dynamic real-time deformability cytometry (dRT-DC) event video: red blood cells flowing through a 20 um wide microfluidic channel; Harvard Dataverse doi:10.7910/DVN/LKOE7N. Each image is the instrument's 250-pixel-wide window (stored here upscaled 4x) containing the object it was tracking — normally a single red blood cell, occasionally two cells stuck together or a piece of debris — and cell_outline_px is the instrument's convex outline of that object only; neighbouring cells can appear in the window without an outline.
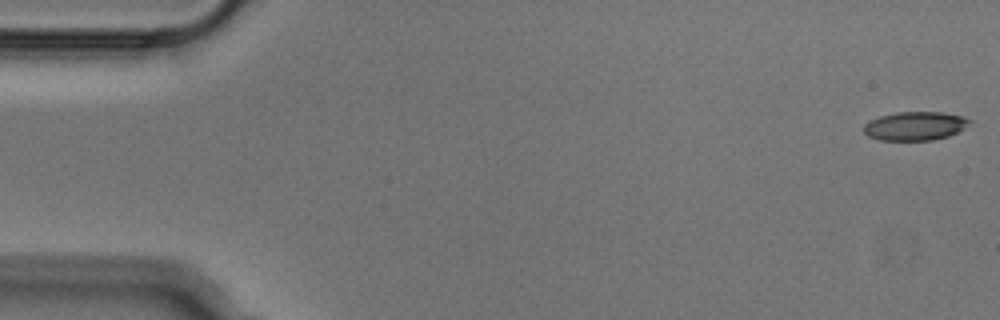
{"species": "Egyptian fruit bat (a non-hibernating species)", "species_latin": "Rousettus aegyptiacus", "temperature_condition": "cold", "stored_images_in_passage": 52, "camera_frame_rate_fps": 3000, "um_per_image_px": 0.085, "animal": {"sex": "male"}, "frame": {"image": 1, "passage_image": 1, "time_ms": 0.0, "image_size_px": [1000, 320], "cell_outline_px": [[972, 120], [964, 128], [948, 136], [932, 140], [880, 140], [868, 136], [864, 132], [864, 124], [880, 116], [896, 112], [944, 112], [964, 116]], "centroid_in_image_um": [77.79, 10.7], "position_along_channel_um": 7.2, "area_um2": 17.63}}
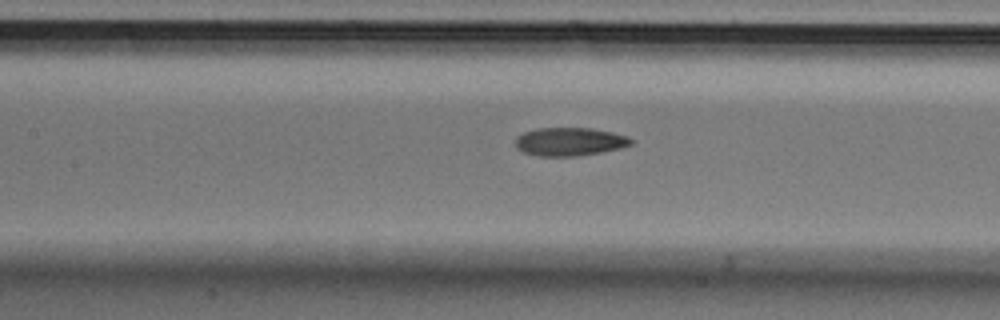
{"frame": {"image": 2, "passage_image": 23, "time_ms": 7.333, "image_size_px": [1000, 320], "cell_outline_px": [[632, 144], [620, 148], [600, 152], [576, 156], [540, 156], [524, 152], [516, 148], [516, 136], [524, 132], [536, 128], [592, 128], [612, 132], [628, 136], [632, 140]], "centroid_in_image_um": [48.41, 12.03], "position_along_channel_um": 159.0, "area_um2": 19.02}}
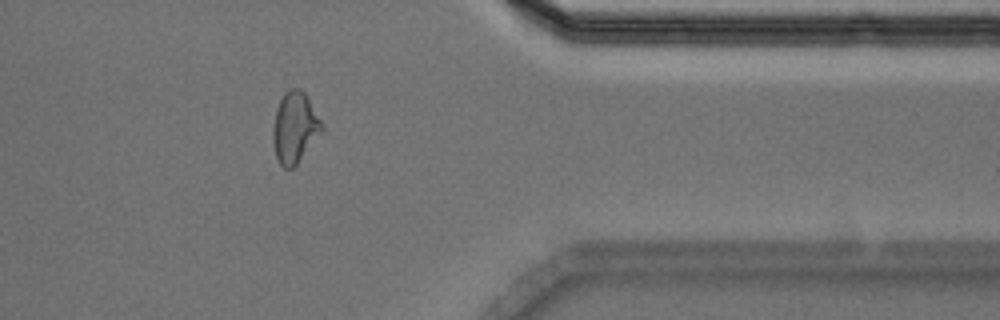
{"frame": {"image": 3, "passage_image": 42, "time_ms": 13.667, "image_size_px": [1000, 320], "cell_outline_px": [[324, 128], [296, 164], [292, 168], [284, 168], [280, 164], [276, 156], [272, 140], [272, 128], [276, 108], [284, 92], [288, 88], [300, 88], [304, 92], [324, 124]], "centroid_in_image_um": [25.03, 10.8], "position_along_channel_um": 386.4, "area_um2": 20.11}}